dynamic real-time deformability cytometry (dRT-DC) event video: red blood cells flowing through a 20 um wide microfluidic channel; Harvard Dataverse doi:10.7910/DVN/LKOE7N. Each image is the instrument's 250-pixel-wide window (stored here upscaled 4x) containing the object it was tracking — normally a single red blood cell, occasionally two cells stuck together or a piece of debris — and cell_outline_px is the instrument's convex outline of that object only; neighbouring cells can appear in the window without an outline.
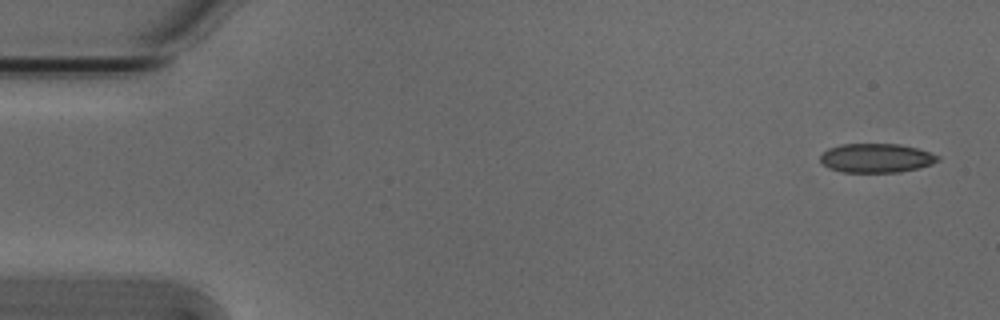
{"species": "Egyptian fruit bat (a non-hibernating species)", "species_latin": "Rousettus aegyptiacus", "temperature_condition": "cold", "stored_images_in_passage": 52, "camera_frame_rate_fps": 3000, "um_per_image_px": 0.085, "animal": {"sex": "male"}, "frame": {"image": 1, "passage_image": 1, "time_ms": 0.0, "image_size_px": [1000, 320], "cell_outline_px": [[940, 160], [932, 164], [900, 172], [840, 172], [828, 168], [820, 160], [820, 156], [828, 148], [840, 144], [900, 144], [916, 148], [940, 156]], "centroid_in_image_um": [74.47, 13.43], "position_along_channel_um": 10.5, "area_um2": 19.88}}
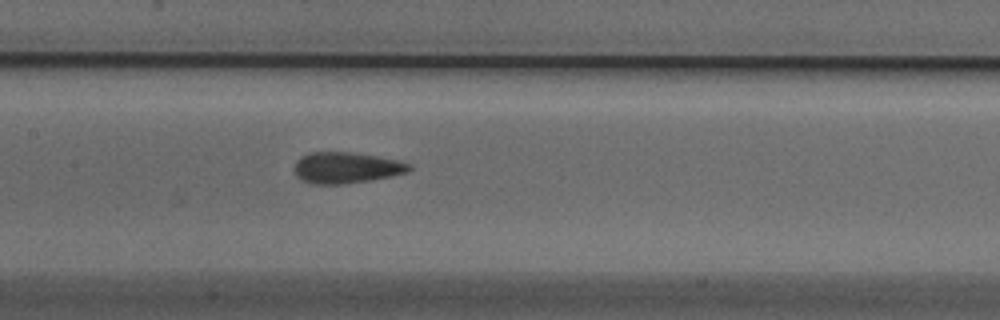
{"frame": {"image": 2, "passage_image": 24, "time_ms": 7.667, "image_size_px": [1000, 320], "cell_outline_px": [[412, 168], [408, 172], [392, 176], [344, 184], [312, 184], [300, 180], [296, 176], [296, 160], [300, 156], [308, 152], [352, 152], [400, 160], [412, 164]], "centroid_in_image_um": [29.44, 14.25], "position_along_channel_um": 178.0, "area_um2": 20.98}}
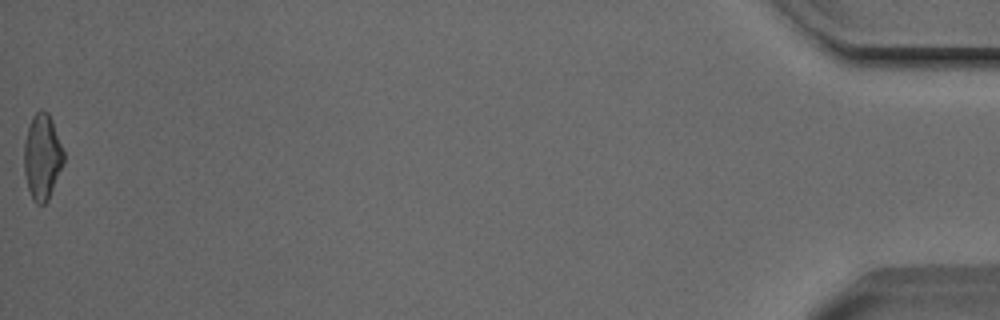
{"frame": {"image": 3, "passage_image": 52, "time_ms": 17.0, "image_size_px": [1000, 320], "cell_outline_px": [[64, 164], [48, 200], [44, 204], [36, 204], [32, 200], [28, 188], [24, 172], [24, 140], [32, 116], [40, 108], [48, 112], [52, 120], [64, 152]], "centroid_in_image_um": [3.59, 13.33], "position_along_channel_um": 431.6, "area_um2": 19.94}, "authors_computed_cell_mechanics": {"area_um2": 20.3456, "velocity_mm_per_s": 3.8467, "shape_relaxation_time_tau1_ms": 8.6939, "shape_relaxation_time_tau2_ms": 1.7741, "deformation_change_tau1": 0.1633, "deformation_change_tau2": 0.0841}}